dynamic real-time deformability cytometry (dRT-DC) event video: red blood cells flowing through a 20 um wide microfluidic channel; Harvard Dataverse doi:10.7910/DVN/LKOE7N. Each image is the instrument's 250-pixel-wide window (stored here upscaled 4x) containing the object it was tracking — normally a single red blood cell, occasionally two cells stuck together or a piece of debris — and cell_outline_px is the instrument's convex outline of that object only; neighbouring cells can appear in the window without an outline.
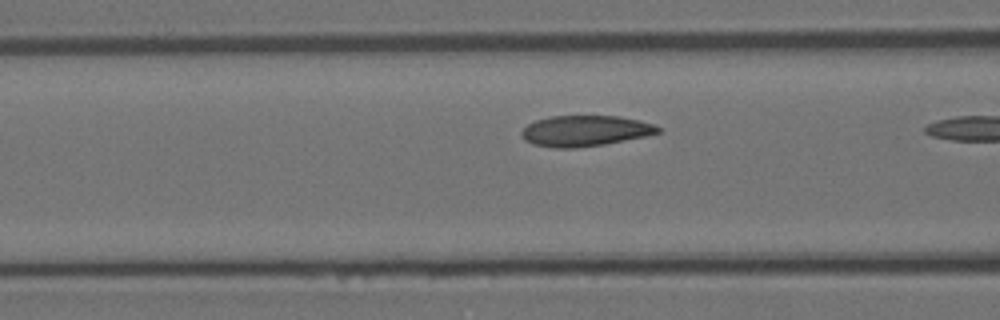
{"species": "Egyptian fruit bat (a non-hibernating species)", "species_latin": "Rousettus aegyptiacus", "temperature_condition": "room temperature", "stored_images_in_passage": 6, "camera_frame_rate_fps": 3000, "um_per_image_px": 0.085, "animal": {"sex": "female"}, "frame": {"image": 1, "passage_image": 5, "time_ms": 1.333, "image_size_px": [1000, 320], "cell_outline_px": [[660, 132], [648, 136], [604, 144], [576, 148], [556, 148], [532, 144], [524, 140], [520, 132], [528, 124], [536, 120], [552, 116], [620, 116], [640, 120], [652, 124], [660, 128]], "centroid_in_image_um": [49.73, 11.12], "position_along_channel_um": 116.9, "area_um2": 24.51}}